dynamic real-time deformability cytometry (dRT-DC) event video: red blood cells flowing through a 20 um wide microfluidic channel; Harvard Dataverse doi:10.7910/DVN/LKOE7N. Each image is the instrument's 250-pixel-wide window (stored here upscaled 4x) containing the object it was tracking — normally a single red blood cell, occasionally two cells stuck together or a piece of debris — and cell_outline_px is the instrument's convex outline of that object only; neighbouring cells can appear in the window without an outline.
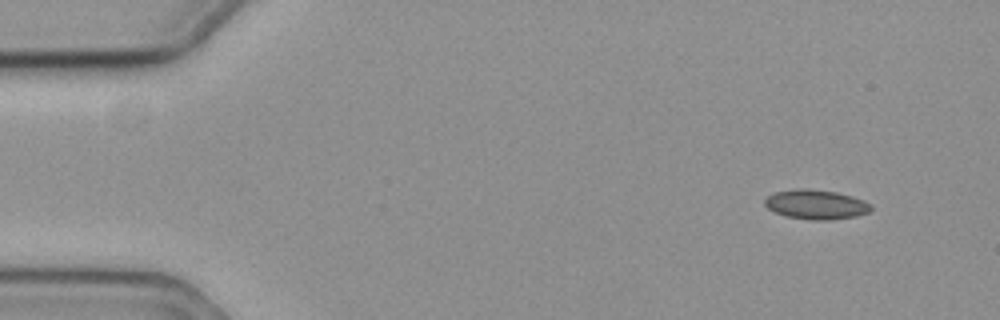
{"species": "common noctule bat (a hibernating species)", "species_latin": "Nyctalus noctula", "temperature_condition": "cold", "stored_images_in_passage": 13, "camera_frame_rate_fps": 3000, "um_per_image_px": 0.085, "animal": {"sex": "female", "body_mass_g": 19.3, "forearm_length_mm": 54.1}, "frame": {"image": 1, "passage_image": 1, "time_ms": 0.0, "image_size_px": [1000, 320], "cell_outline_px": [[872, 208], [868, 212], [856, 216], [832, 220], [812, 220], [784, 216], [768, 208], [764, 204], [764, 200], [768, 196], [776, 192], [800, 188], [808, 188], [836, 192], [852, 196], [864, 200], [872, 204]], "centroid_in_image_um": [69.38, 17.38], "position_along_channel_um": 15.6, "area_um2": 18.32}}